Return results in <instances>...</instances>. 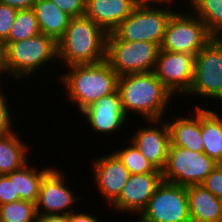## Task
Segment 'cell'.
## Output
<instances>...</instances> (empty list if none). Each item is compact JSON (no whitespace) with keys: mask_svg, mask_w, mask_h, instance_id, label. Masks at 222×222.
Segmentation results:
<instances>
[{"mask_svg":"<svg viewBox=\"0 0 222 222\" xmlns=\"http://www.w3.org/2000/svg\"><path fill=\"white\" fill-rule=\"evenodd\" d=\"M106 38L107 33L90 18H71L57 41L58 62L65 67L102 62L106 60Z\"/></svg>","mask_w":222,"mask_h":222,"instance_id":"cell-3","label":"cell"},{"mask_svg":"<svg viewBox=\"0 0 222 222\" xmlns=\"http://www.w3.org/2000/svg\"><path fill=\"white\" fill-rule=\"evenodd\" d=\"M117 90L128 119L129 113L142 117L143 121L165 119L174 98L153 71L119 76Z\"/></svg>","mask_w":222,"mask_h":222,"instance_id":"cell-1","label":"cell"},{"mask_svg":"<svg viewBox=\"0 0 222 222\" xmlns=\"http://www.w3.org/2000/svg\"><path fill=\"white\" fill-rule=\"evenodd\" d=\"M162 180V172L130 175L118 199L110 207L118 213H126L125 216H139Z\"/></svg>","mask_w":222,"mask_h":222,"instance_id":"cell-15","label":"cell"},{"mask_svg":"<svg viewBox=\"0 0 222 222\" xmlns=\"http://www.w3.org/2000/svg\"><path fill=\"white\" fill-rule=\"evenodd\" d=\"M4 43L5 56L0 68V78L6 81L8 78L5 79V75L12 77V81L26 80L40 68L44 69L47 64L58 60L57 41L43 33L26 40ZM0 83L3 82L0 80Z\"/></svg>","mask_w":222,"mask_h":222,"instance_id":"cell-4","label":"cell"},{"mask_svg":"<svg viewBox=\"0 0 222 222\" xmlns=\"http://www.w3.org/2000/svg\"><path fill=\"white\" fill-rule=\"evenodd\" d=\"M36 222H67V215L62 214H37Z\"/></svg>","mask_w":222,"mask_h":222,"instance_id":"cell-35","label":"cell"},{"mask_svg":"<svg viewBox=\"0 0 222 222\" xmlns=\"http://www.w3.org/2000/svg\"><path fill=\"white\" fill-rule=\"evenodd\" d=\"M173 8L139 3L113 33L120 40L147 41L161 46L168 20L176 11Z\"/></svg>","mask_w":222,"mask_h":222,"instance_id":"cell-5","label":"cell"},{"mask_svg":"<svg viewBox=\"0 0 222 222\" xmlns=\"http://www.w3.org/2000/svg\"><path fill=\"white\" fill-rule=\"evenodd\" d=\"M1 90L3 91V89L0 88V138L7 136L15 130L13 129L15 126L13 125L14 121L12 122L14 119L12 118L13 113H11V107L7 103L9 100L6 95L8 94L4 95V91L2 92Z\"/></svg>","mask_w":222,"mask_h":222,"instance_id":"cell-28","label":"cell"},{"mask_svg":"<svg viewBox=\"0 0 222 222\" xmlns=\"http://www.w3.org/2000/svg\"><path fill=\"white\" fill-rule=\"evenodd\" d=\"M130 145H123L113 152L128 169L130 174H146L151 172H161L156 170L152 164L141 154L134 143L129 141Z\"/></svg>","mask_w":222,"mask_h":222,"instance_id":"cell-26","label":"cell"},{"mask_svg":"<svg viewBox=\"0 0 222 222\" xmlns=\"http://www.w3.org/2000/svg\"><path fill=\"white\" fill-rule=\"evenodd\" d=\"M91 162L93 183L103 200L111 206L118 199L131 174L113 151L93 158Z\"/></svg>","mask_w":222,"mask_h":222,"instance_id":"cell-14","label":"cell"},{"mask_svg":"<svg viewBox=\"0 0 222 222\" xmlns=\"http://www.w3.org/2000/svg\"><path fill=\"white\" fill-rule=\"evenodd\" d=\"M71 18L85 16L87 0H50Z\"/></svg>","mask_w":222,"mask_h":222,"instance_id":"cell-30","label":"cell"},{"mask_svg":"<svg viewBox=\"0 0 222 222\" xmlns=\"http://www.w3.org/2000/svg\"><path fill=\"white\" fill-rule=\"evenodd\" d=\"M218 165L219 163L204 152L169 145L162 179L185 187L200 185Z\"/></svg>","mask_w":222,"mask_h":222,"instance_id":"cell-8","label":"cell"},{"mask_svg":"<svg viewBox=\"0 0 222 222\" xmlns=\"http://www.w3.org/2000/svg\"><path fill=\"white\" fill-rule=\"evenodd\" d=\"M193 113L187 116L178 115L166 120L170 133V145L183 147L191 151L203 152L204 144L201 136V106L194 105ZM191 114V115H190ZM190 116V117H189Z\"/></svg>","mask_w":222,"mask_h":222,"instance_id":"cell-18","label":"cell"},{"mask_svg":"<svg viewBox=\"0 0 222 222\" xmlns=\"http://www.w3.org/2000/svg\"><path fill=\"white\" fill-rule=\"evenodd\" d=\"M194 65L195 55L160 49L153 73L177 99L179 95L185 96L190 91Z\"/></svg>","mask_w":222,"mask_h":222,"instance_id":"cell-11","label":"cell"},{"mask_svg":"<svg viewBox=\"0 0 222 222\" xmlns=\"http://www.w3.org/2000/svg\"><path fill=\"white\" fill-rule=\"evenodd\" d=\"M5 56V43L3 40L0 38V68L2 66L3 60Z\"/></svg>","mask_w":222,"mask_h":222,"instance_id":"cell-37","label":"cell"},{"mask_svg":"<svg viewBox=\"0 0 222 222\" xmlns=\"http://www.w3.org/2000/svg\"><path fill=\"white\" fill-rule=\"evenodd\" d=\"M186 1V0H185ZM175 0H139V3L146 4V5H168L172 6L175 3ZM190 0H187L185 3L187 4Z\"/></svg>","mask_w":222,"mask_h":222,"instance_id":"cell-36","label":"cell"},{"mask_svg":"<svg viewBox=\"0 0 222 222\" xmlns=\"http://www.w3.org/2000/svg\"><path fill=\"white\" fill-rule=\"evenodd\" d=\"M66 173L57 167L51 168L43 177L39 196L36 203L37 214H62L68 215L76 209V203L82 201V196L74 195L72 188L68 185ZM75 205V206H74Z\"/></svg>","mask_w":222,"mask_h":222,"instance_id":"cell-12","label":"cell"},{"mask_svg":"<svg viewBox=\"0 0 222 222\" xmlns=\"http://www.w3.org/2000/svg\"><path fill=\"white\" fill-rule=\"evenodd\" d=\"M137 222H191L187 187L163 181Z\"/></svg>","mask_w":222,"mask_h":222,"instance_id":"cell-10","label":"cell"},{"mask_svg":"<svg viewBox=\"0 0 222 222\" xmlns=\"http://www.w3.org/2000/svg\"><path fill=\"white\" fill-rule=\"evenodd\" d=\"M191 222H221L222 200L202 185L187 186Z\"/></svg>","mask_w":222,"mask_h":222,"instance_id":"cell-19","label":"cell"},{"mask_svg":"<svg viewBox=\"0 0 222 222\" xmlns=\"http://www.w3.org/2000/svg\"><path fill=\"white\" fill-rule=\"evenodd\" d=\"M160 51L158 44L120 40L113 32L106 38V61L119 75L152 72Z\"/></svg>","mask_w":222,"mask_h":222,"instance_id":"cell-6","label":"cell"},{"mask_svg":"<svg viewBox=\"0 0 222 222\" xmlns=\"http://www.w3.org/2000/svg\"><path fill=\"white\" fill-rule=\"evenodd\" d=\"M84 211L85 210L80 213V210H75L74 212L69 213L67 215V222H100V218L96 217V214L93 216V213H88V211L85 213Z\"/></svg>","mask_w":222,"mask_h":222,"instance_id":"cell-33","label":"cell"},{"mask_svg":"<svg viewBox=\"0 0 222 222\" xmlns=\"http://www.w3.org/2000/svg\"><path fill=\"white\" fill-rule=\"evenodd\" d=\"M66 68V73H59L58 79L66 92V101L71 104L74 102L73 105H77L79 114L95 101L118 89L119 75L106 60Z\"/></svg>","mask_w":222,"mask_h":222,"instance_id":"cell-2","label":"cell"},{"mask_svg":"<svg viewBox=\"0 0 222 222\" xmlns=\"http://www.w3.org/2000/svg\"><path fill=\"white\" fill-rule=\"evenodd\" d=\"M200 185L222 200V164H219Z\"/></svg>","mask_w":222,"mask_h":222,"instance_id":"cell-31","label":"cell"},{"mask_svg":"<svg viewBox=\"0 0 222 222\" xmlns=\"http://www.w3.org/2000/svg\"><path fill=\"white\" fill-rule=\"evenodd\" d=\"M38 0H0L2 4L8 5L9 7L17 10L30 9Z\"/></svg>","mask_w":222,"mask_h":222,"instance_id":"cell-34","label":"cell"},{"mask_svg":"<svg viewBox=\"0 0 222 222\" xmlns=\"http://www.w3.org/2000/svg\"><path fill=\"white\" fill-rule=\"evenodd\" d=\"M40 33L38 20L32 8L18 10L10 35L5 42L26 40Z\"/></svg>","mask_w":222,"mask_h":222,"instance_id":"cell-25","label":"cell"},{"mask_svg":"<svg viewBox=\"0 0 222 222\" xmlns=\"http://www.w3.org/2000/svg\"><path fill=\"white\" fill-rule=\"evenodd\" d=\"M145 122L147 126L144 127L141 124V127H137V131L129 139L152 166L162 172L167 162L170 145L168 125L165 119Z\"/></svg>","mask_w":222,"mask_h":222,"instance_id":"cell-13","label":"cell"},{"mask_svg":"<svg viewBox=\"0 0 222 222\" xmlns=\"http://www.w3.org/2000/svg\"><path fill=\"white\" fill-rule=\"evenodd\" d=\"M18 10L0 2V38L5 42L15 21Z\"/></svg>","mask_w":222,"mask_h":222,"instance_id":"cell-29","label":"cell"},{"mask_svg":"<svg viewBox=\"0 0 222 222\" xmlns=\"http://www.w3.org/2000/svg\"><path fill=\"white\" fill-rule=\"evenodd\" d=\"M32 9L38 20L40 33L58 41L64 35L71 17L50 0H38Z\"/></svg>","mask_w":222,"mask_h":222,"instance_id":"cell-20","label":"cell"},{"mask_svg":"<svg viewBox=\"0 0 222 222\" xmlns=\"http://www.w3.org/2000/svg\"><path fill=\"white\" fill-rule=\"evenodd\" d=\"M201 136L203 152L217 163L222 164V115L217 110L201 105Z\"/></svg>","mask_w":222,"mask_h":222,"instance_id":"cell-21","label":"cell"},{"mask_svg":"<svg viewBox=\"0 0 222 222\" xmlns=\"http://www.w3.org/2000/svg\"><path fill=\"white\" fill-rule=\"evenodd\" d=\"M17 200H20V197L15 195L14 179H9L7 175H0V205Z\"/></svg>","mask_w":222,"mask_h":222,"instance_id":"cell-32","label":"cell"},{"mask_svg":"<svg viewBox=\"0 0 222 222\" xmlns=\"http://www.w3.org/2000/svg\"><path fill=\"white\" fill-rule=\"evenodd\" d=\"M36 203L17 200L0 205V222H36Z\"/></svg>","mask_w":222,"mask_h":222,"instance_id":"cell-27","label":"cell"},{"mask_svg":"<svg viewBox=\"0 0 222 222\" xmlns=\"http://www.w3.org/2000/svg\"><path fill=\"white\" fill-rule=\"evenodd\" d=\"M39 166L30 162L25 164L19 170L9 173V179H14L15 195H19L20 200H27L37 203L39 189L44 175L52 168L49 167L38 169Z\"/></svg>","mask_w":222,"mask_h":222,"instance_id":"cell-23","label":"cell"},{"mask_svg":"<svg viewBox=\"0 0 222 222\" xmlns=\"http://www.w3.org/2000/svg\"><path fill=\"white\" fill-rule=\"evenodd\" d=\"M187 7L214 37L222 36V0H190Z\"/></svg>","mask_w":222,"mask_h":222,"instance_id":"cell-24","label":"cell"},{"mask_svg":"<svg viewBox=\"0 0 222 222\" xmlns=\"http://www.w3.org/2000/svg\"><path fill=\"white\" fill-rule=\"evenodd\" d=\"M176 11L169 18L161 50L197 55L214 37L192 12Z\"/></svg>","mask_w":222,"mask_h":222,"instance_id":"cell-7","label":"cell"},{"mask_svg":"<svg viewBox=\"0 0 222 222\" xmlns=\"http://www.w3.org/2000/svg\"><path fill=\"white\" fill-rule=\"evenodd\" d=\"M138 4L139 0H87L85 16L108 34L113 32Z\"/></svg>","mask_w":222,"mask_h":222,"instance_id":"cell-17","label":"cell"},{"mask_svg":"<svg viewBox=\"0 0 222 222\" xmlns=\"http://www.w3.org/2000/svg\"><path fill=\"white\" fill-rule=\"evenodd\" d=\"M188 95L222 101V36L213 37L195 56L193 84L185 97Z\"/></svg>","mask_w":222,"mask_h":222,"instance_id":"cell-9","label":"cell"},{"mask_svg":"<svg viewBox=\"0 0 222 222\" xmlns=\"http://www.w3.org/2000/svg\"><path fill=\"white\" fill-rule=\"evenodd\" d=\"M80 115L85 118L83 120H87L94 132L107 136L111 133V137L112 133L121 132L123 126L127 127L129 120L123 111L118 90L95 101Z\"/></svg>","mask_w":222,"mask_h":222,"instance_id":"cell-16","label":"cell"},{"mask_svg":"<svg viewBox=\"0 0 222 222\" xmlns=\"http://www.w3.org/2000/svg\"><path fill=\"white\" fill-rule=\"evenodd\" d=\"M29 145L13 131L0 138V175L19 170L28 163Z\"/></svg>","mask_w":222,"mask_h":222,"instance_id":"cell-22","label":"cell"}]
</instances>
